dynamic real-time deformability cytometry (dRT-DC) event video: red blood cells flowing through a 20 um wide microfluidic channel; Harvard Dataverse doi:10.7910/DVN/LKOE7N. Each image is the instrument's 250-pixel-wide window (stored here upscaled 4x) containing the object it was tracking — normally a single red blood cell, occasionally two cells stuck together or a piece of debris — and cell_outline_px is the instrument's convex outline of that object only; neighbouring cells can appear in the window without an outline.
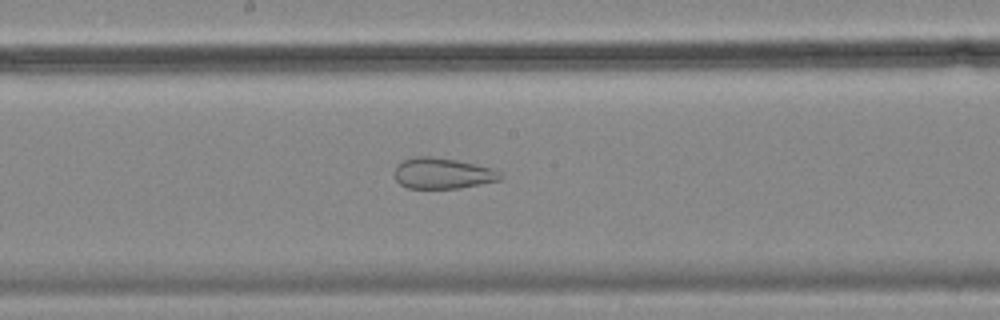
{"species": "common noctule bat (a hibernating species)", "species_latin": "Nyctalus noctula", "temperature_condition": "cold", "stored_images_in_passage": 55, "segment_of_instrument_passage": [2, 2], "camera_frame_rate_fps": 3000, "um_per_image_px": 0.085, "animal": {"sex": "female", "body_mass_g": 18.4}, "frame": {"image": 1, "passage_image": 29, "time_ms": 9.333, "image_size_px": [1000, 320], "cell_outline_px": [[504, 176], [500, 180], [460, 188], [408, 188], [400, 184], [396, 180], [396, 164], [412, 156], [432, 156], [456, 160], [476, 164], [492, 168], [500, 172]], "centroid_in_image_um": [37.63, 14.72], "position_along_channel_um": 210.6, "area_um2": 19.07}}
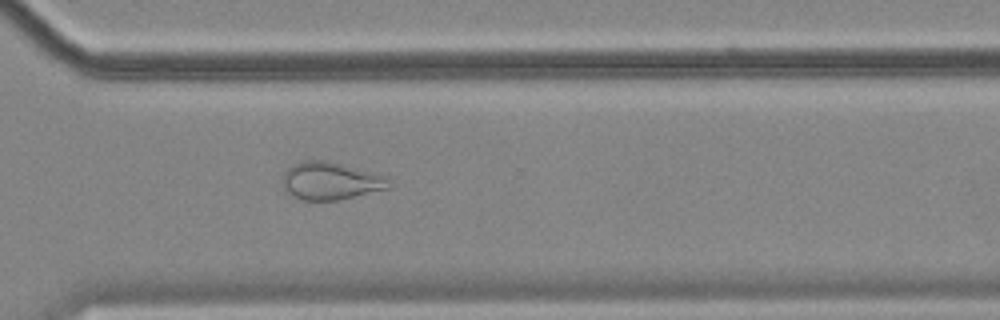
{"frame": {"image": 2, "passage_image": 40, "time_ms": 13.0, "image_size_px": [1000, 320], "cell_outline_px": [[392, 188], [340, 200], [300, 200], [288, 192], [284, 188], [284, 172], [288, 168], [304, 160], [324, 160], [376, 172], [388, 176]], "centroid_in_image_um": [28.19, 15.38], "position_along_channel_um": 342.4, "area_um2": 23.47}}
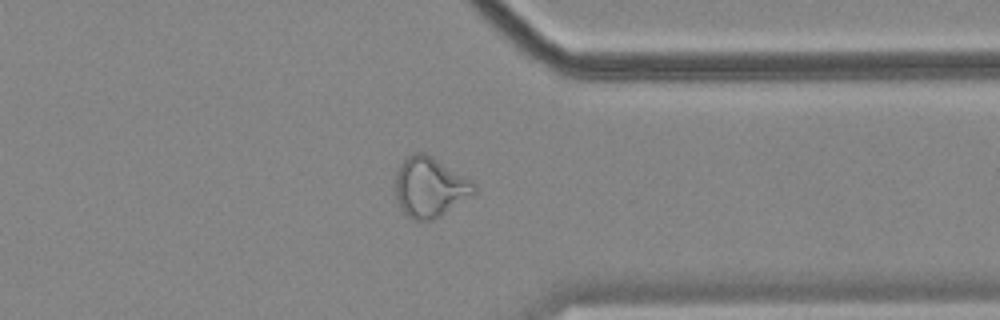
{"frame": {"image": 3, "passage_image": 43, "time_ms": 14.0, "image_size_px": [1000, 320], "cell_outline_px": [[476, 192], [440, 216], [432, 220], [416, 220], [408, 216], [400, 208], [396, 200], [396, 172], [400, 164], [412, 152], [424, 152], [432, 156], [472, 180], [476, 184]], "centroid_in_image_um": [36.53, 15.89], "position_along_channel_um": 374.9, "area_um2": 27.4}}